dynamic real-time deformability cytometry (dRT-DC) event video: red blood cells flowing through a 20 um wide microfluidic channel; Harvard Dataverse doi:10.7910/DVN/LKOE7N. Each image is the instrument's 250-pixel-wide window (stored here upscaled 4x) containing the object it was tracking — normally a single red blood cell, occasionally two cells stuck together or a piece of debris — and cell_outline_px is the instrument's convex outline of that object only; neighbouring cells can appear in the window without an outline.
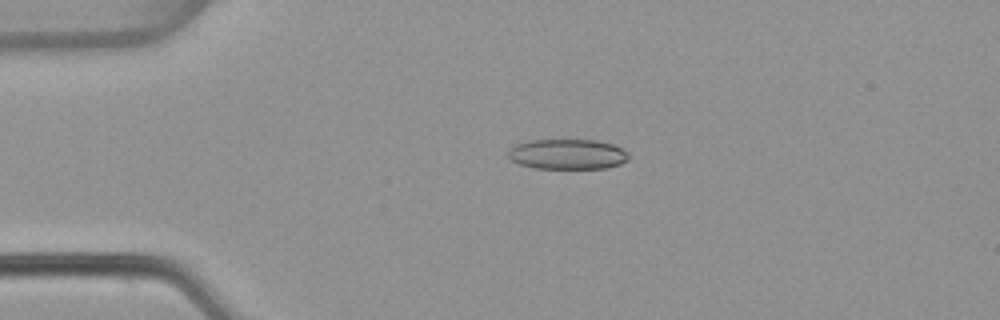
{"species": "common noctule bat (a hibernating species)", "species_latin": "Nyctalus noctula", "temperature_condition": "warm", "stored_images_in_passage": 44, "camera_frame_rate_fps": 3000, "um_per_image_px": 0.085, "animal": {"sex": "female", "body_mass_g": 22.7, "forearm_length_mm": 54.2}, "frame": {"image": 1, "passage_image": 3, "time_ms": 0.667, "image_size_px": [1000, 320], "cell_outline_px": [[628, 160], [620, 164], [604, 168], [536, 168], [520, 164], [512, 160], [508, 156], [508, 152], [516, 144], [528, 140], [596, 140], [612, 144], [620, 148], [628, 156]], "centroid_in_image_um": [48.22, 13.1], "position_along_channel_um": 36.8, "area_um2": 20.92}}
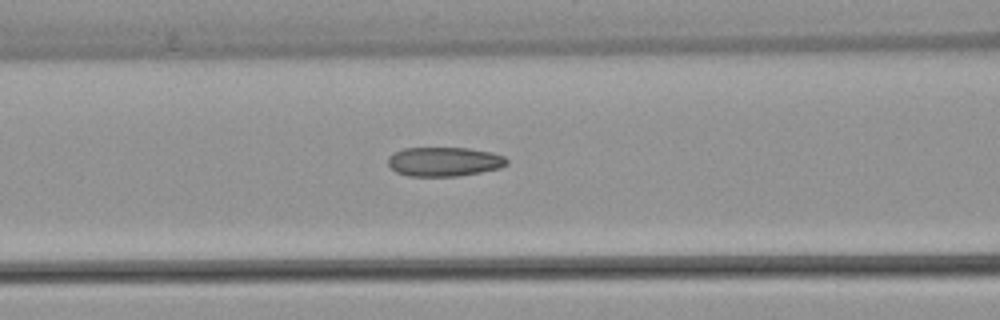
{"frame": {"image": 2, "passage_image": 13, "time_ms": 4.0, "image_size_px": [1000, 320], "cell_outline_px": [[508, 164], [500, 168], [460, 176], [408, 176], [396, 172], [388, 164], [388, 156], [392, 152], [404, 148], [468, 148], [492, 152], [504, 156], [508, 160]], "centroid_in_image_um": [37.75, 13.74], "position_along_channel_um": 128.9, "area_um2": 20.4}}
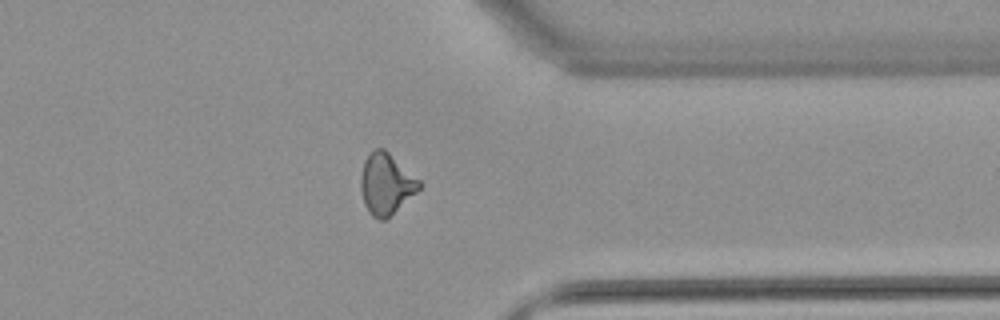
{"frame": {"image": 3, "passage_image": 33, "time_ms": 10.667, "image_size_px": [1000, 320], "cell_outline_px": [[420, 188], [416, 192], [384, 220], [380, 220], [372, 216], [368, 212], [364, 204], [360, 188], [360, 180], [364, 160], [376, 148], [384, 148], [420, 180]], "centroid_in_image_um": [32.79, 15.63], "position_along_channel_um": 378.6, "area_um2": 20.46}, "authors_computed_cell_mechanics": {"area_um2": 20.3745, "velocity_mm_per_s": 3.8565, "shape_relaxation_time_tau1_ms": null, "shape_relaxation_time_tau2_ms": 1.8453, "deformation_change_tau1": null, "deformation_change_tau2": 0.0911}}